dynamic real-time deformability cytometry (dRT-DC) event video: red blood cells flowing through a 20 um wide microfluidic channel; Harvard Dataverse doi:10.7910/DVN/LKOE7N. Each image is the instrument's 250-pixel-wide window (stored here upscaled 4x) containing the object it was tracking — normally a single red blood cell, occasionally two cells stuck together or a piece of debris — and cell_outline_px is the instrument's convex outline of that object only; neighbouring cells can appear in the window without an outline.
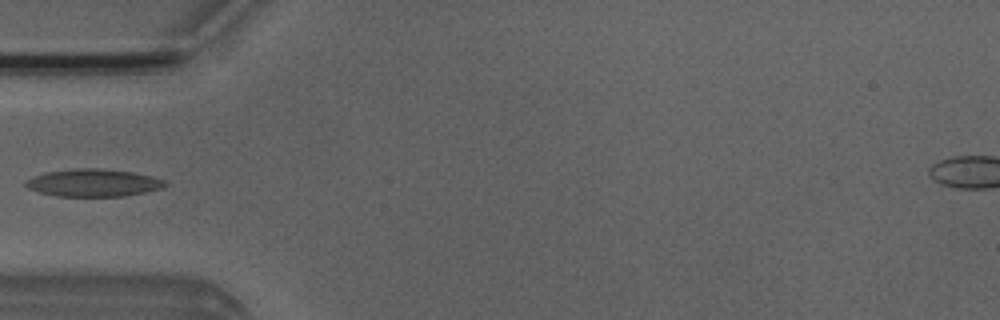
{"species": "Egyptian fruit bat (a non-hibernating species)", "species_latin": "Rousettus aegyptiacus", "temperature_condition": "room temperature", "stored_images_in_passage": 5, "camera_frame_rate_fps": 3000, "um_per_image_px": 0.085, "animal": {"sex": "male"}, "frame": {"image": 1, "passage_image": 4, "time_ms": 4.667, "image_size_px": [1000, 320], "cell_outline_px": [[168, 184], [164, 188], [124, 196], [56, 196], [40, 192], [28, 188], [24, 184], [24, 180], [44, 172], [76, 168], [96, 168], [132, 172], [152, 176], [164, 180]], "centroid_in_image_um": [7.92, 15.53], "position_along_channel_um": 77.1, "area_um2": 22.37}}